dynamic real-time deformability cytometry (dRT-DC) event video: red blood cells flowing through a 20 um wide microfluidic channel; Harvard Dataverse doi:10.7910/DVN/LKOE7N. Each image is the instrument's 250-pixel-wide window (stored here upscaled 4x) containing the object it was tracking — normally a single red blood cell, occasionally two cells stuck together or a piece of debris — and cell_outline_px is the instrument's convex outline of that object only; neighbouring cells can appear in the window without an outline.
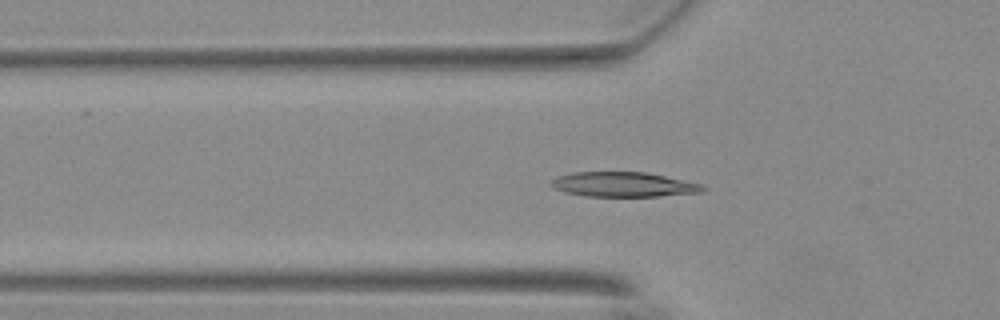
{"species": "Egyptian fruit bat (a non-hibernating species)", "species_latin": "Rousettus aegyptiacus", "temperature_condition": "warm", "stored_images_in_passage": 56, "segment_of_instrument_passage": [1, 2], "camera_frame_rate_fps": 3000, "um_per_image_px": 0.085, "animal": {"sex": "female"}, "frame": {"image": 1, "passage_image": 18, "time_ms": 5.667, "image_size_px": [1000, 320], "cell_outline_px": [[708, 188], [704, 192], [660, 196], [584, 196], [564, 192], [552, 188], [548, 184], [556, 176], [572, 172], [644, 172], [664, 176], [700, 184]], "centroid_in_image_um": [52.94, 15.68], "position_along_channel_um": 72.9, "area_um2": 21.96}}
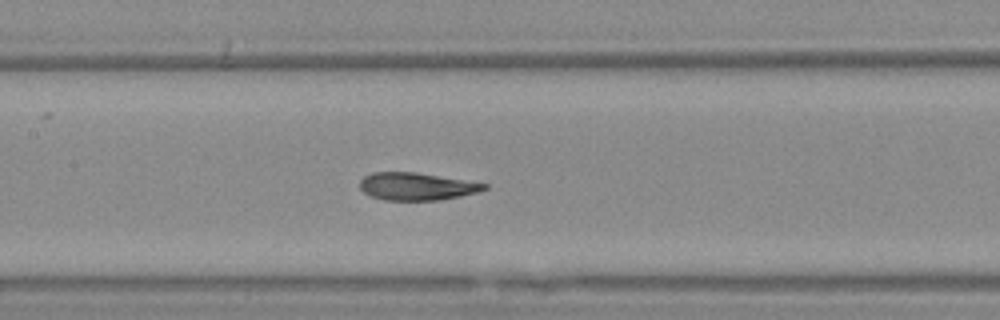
{"frame": {"image": 2, "passage_image": 26, "time_ms": 8.333, "image_size_px": [1000, 320], "cell_outline_px": [[488, 188], [476, 192], [460, 196], [440, 200], [384, 200], [372, 196], [364, 192], [360, 188], [360, 180], [364, 176], [372, 172], [416, 172], [488, 184]], "centroid_in_image_um": [35.39, 15.84], "position_along_channel_um": 172.0, "area_um2": 19.83}}
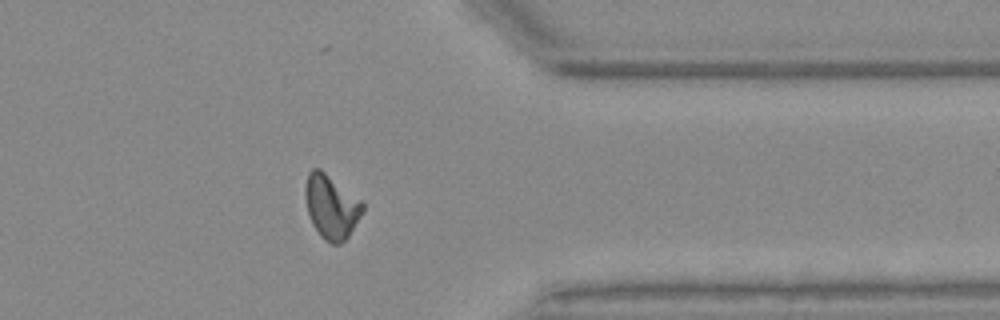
{"frame": {"image": 3, "passage_image": 44, "time_ms": 14.333, "image_size_px": [1000, 320], "cell_outline_px": [[364, 208], [360, 216], [348, 236], [340, 244], [332, 244], [324, 240], [320, 236], [312, 224], [308, 212], [304, 192], [304, 188], [308, 172], [312, 168], [320, 168], [360, 200], [364, 204]], "centroid_in_image_um": [28.12, 17.57], "position_along_channel_um": 383.3, "area_um2": 21.15}}